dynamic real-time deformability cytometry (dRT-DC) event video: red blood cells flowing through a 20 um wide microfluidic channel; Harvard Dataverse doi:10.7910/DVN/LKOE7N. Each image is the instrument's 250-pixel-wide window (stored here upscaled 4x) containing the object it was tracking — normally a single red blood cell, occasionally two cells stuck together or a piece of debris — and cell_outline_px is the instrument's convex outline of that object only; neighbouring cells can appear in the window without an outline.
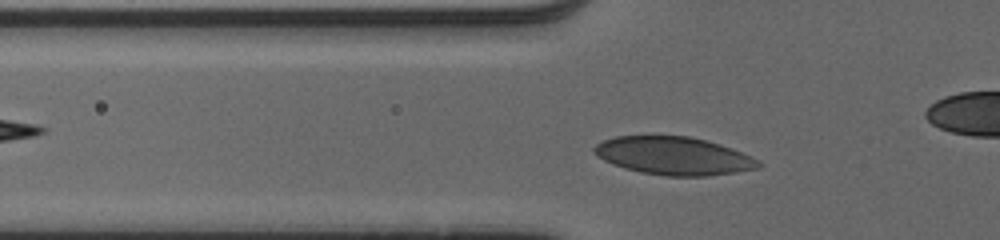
{"species": "human", "species_latin": "Homo sapiens", "temperature_condition": "cold", "stored_images_in_passage": 40, "camera_frame_rate_fps": 3000, "um_per_image_px": 0.085, "donor": {"sex": "male"}, "frame": {"image": 1, "passage_image": 6, "time_ms": 1.667, "image_size_px": [1000, 240], "cell_outline_px": [[764, 164], [760, 168], [736, 172], [708, 176], [664, 176], [640, 172], [624, 168], [612, 164], [596, 156], [592, 152], [592, 148], [596, 144], [604, 140], [616, 136], [688, 136], [720, 144], [752, 156], [760, 160]], "centroid_in_image_um": [57.27, 13.26], "position_along_channel_um": 68.5, "area_um2": 36.59}}
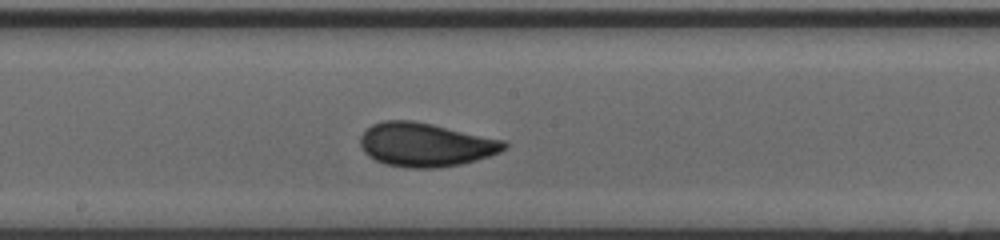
{"frame": {"image": 2, "passage_image": 17, "time_ms": 5.333, "image_size_px": [1000, 240], "cell_outline_px": [[508, 144], [500, 152], [476, 160], [460, 164], [440, 168], [404, 168], [384, 164], [368, 156], [364, 152], [360, 144], [360, 136], [372, 124], [384, 120], [412, 120], [432, 124], [504, 140]], "centroid_in_image_um": [36.14, 12.3], "position_along_channel_um": 212.1, "area_um2": 36.7}}
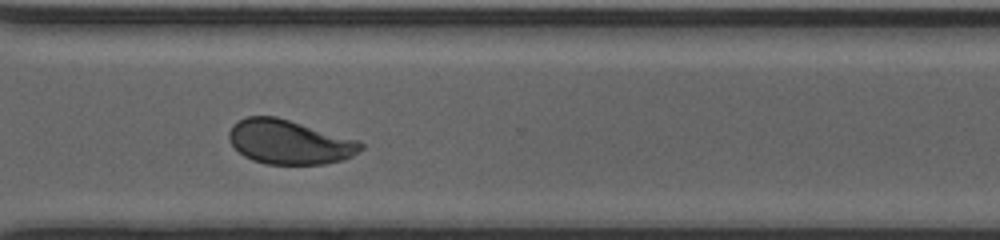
{"frame": {"image": 3, "passage_image": 27, "time_ms": 8.667, "image_size_px": [1000, 240], "cell_outline_px": [[364, 148], [352, 156], [344, 160], [324, 164], [264, 164], [252, 160], [244, 156], [232, 144], [228, 136], [228, 132], [232, 124], [248, 116], [276, 116], [360, 140], [364, 144]], "centroid_in_image_um": [24.62, 12.07], "position_along_channel_um": 346.0, "area_um2": 34.22}}